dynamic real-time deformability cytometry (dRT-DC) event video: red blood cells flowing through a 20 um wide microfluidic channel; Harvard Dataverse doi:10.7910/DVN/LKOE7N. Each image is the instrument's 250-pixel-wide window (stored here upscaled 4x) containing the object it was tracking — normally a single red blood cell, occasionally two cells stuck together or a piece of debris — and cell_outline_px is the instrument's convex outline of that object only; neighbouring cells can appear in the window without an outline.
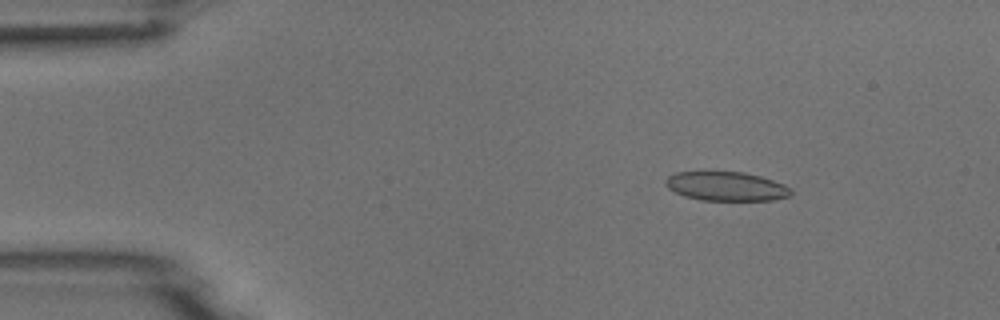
{"species": "common noctule bat (a hibernating species)", "species_latin": "Nyctalus noctula", "temperature_condition": "room temperature", "stored_images_in_passage": 6, "camera_frame_rate_fps": 3000, "um_per_image_px": 0.085, "animal": {"sex": "male", "body_mass_g": 18.8}, "frame": {"image": 1, "passage_image": 3, "time_ms": 2.333, "image_size_px": [1000, 320], "cell_outline_px": [[792, 196], [772, 200], [700, 200], [684, 196], [668, 188], [664, 184], [664, 180], [668, 176], [676, 172], [744, 172], [760, 176], [784, 184], [792, 188]], "centroid_in_image_um": [61.74, 15.84], "position_along_channel_um": 23.3, "area_um2": 21.33}}
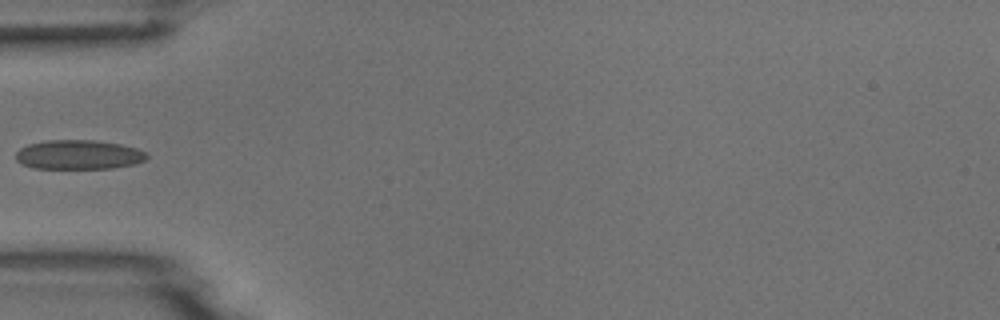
{"frame": {"image": 2, "passage_image": 6, "time_ms": 5.667, "image_size_px": [1000, 320], "cell_outline_px": [[148, 156], [144, 160], [132, 164], [112, 168], [32, 168], [20, 164], [16, 160], [16, 152], [20, 148], [28, 144], [44, 140], [96, 140], [120, 144], [136, 148], [144, 152]], "centroid_in_image_um": [6.62, 13.14], "position_along_channel_um": 78.4, "area_um2": 22.37}}